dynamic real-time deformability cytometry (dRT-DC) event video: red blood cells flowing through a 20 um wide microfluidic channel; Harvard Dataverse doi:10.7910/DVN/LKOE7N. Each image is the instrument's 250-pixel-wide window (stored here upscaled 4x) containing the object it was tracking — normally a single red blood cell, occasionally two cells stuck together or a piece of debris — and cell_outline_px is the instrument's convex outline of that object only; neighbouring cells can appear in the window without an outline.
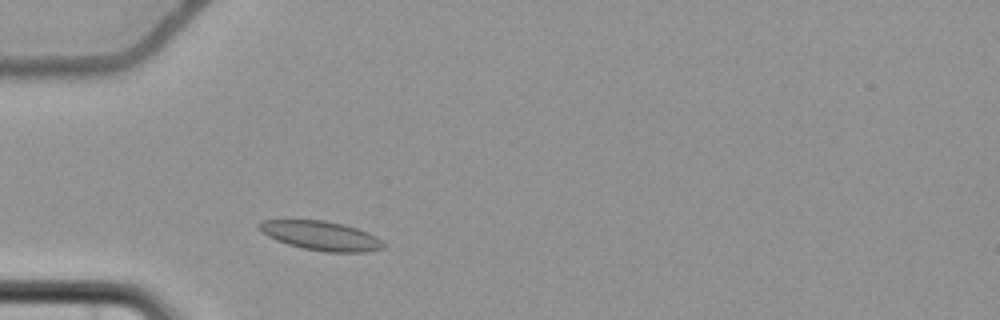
{"species": "common noctule bat (a hibernating species)", "species_latin": "Nyctalus noctula", "temperature_condition": "cold", "stored_images_in_passage": 2, "camera_frame_rate_fps": 3000, "um_per_image_px": 0.085, "animal": {"sex": "female", "body_mass_g": 22.7, "forearm_length_mm": 54.2}, "frame": {"image": 1, "passage_image": 2, "time_ms": 1.0, "image_size_px": [1000, 320], "cell_outline_px": [[384, 248], [364, 252], [328, 252], [304, 248], [288, 244], [276, 240], [268, 236], [256, 224], [260, 220], [324, 220], [344, 224], [368, 232], [384, 240]], "centroid_in_image_um": [27.31, 20.03], "position_along_channel_um": 57.7, "area_um2": 21.1}}